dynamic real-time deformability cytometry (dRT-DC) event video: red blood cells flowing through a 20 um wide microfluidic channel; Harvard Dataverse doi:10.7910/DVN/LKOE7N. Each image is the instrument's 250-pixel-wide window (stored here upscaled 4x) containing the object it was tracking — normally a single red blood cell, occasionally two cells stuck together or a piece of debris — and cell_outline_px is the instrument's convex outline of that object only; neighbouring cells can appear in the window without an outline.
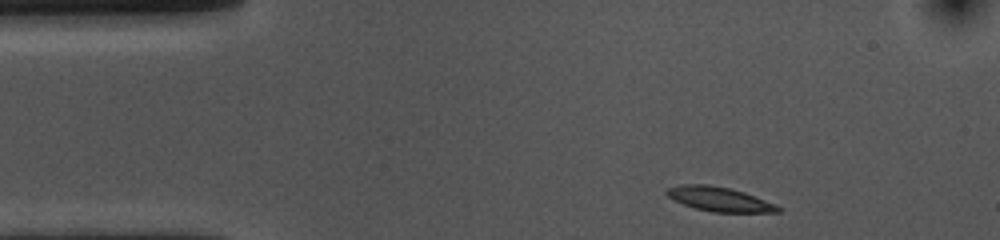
{"species": "common noctule bat (a hibernating species)", "species_latin": "Nyctalus noctula", "temperature_condition": "cold", "stored_images_in_passage": 42, "camera_frame_rate_fps": 3000, "um_per_image_px": 0.085, "animal": {"sex": "female", "body_mass_g": 10.0, "forearm_length_mm": 53.1}, "frame": {"image": 1, "passage_image": 1, "time_ms": 0.0, "image_size_px": [1000, 240], "cell_outline_px": [[780, 212], [712, 212], [696, 208], [684, 204], [668, 196], [664, 192], [668, 188], [680, 184], [708, 184], [728, 188], [744, 192], [776, 204], [780, 208]], "centroid_in_image_um": [61.14, 16.92], "position_along_channel_um": 23.9, "area_um2": 15.61}}
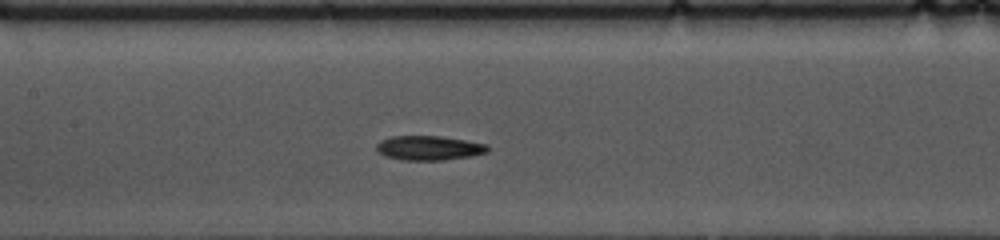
{"frame": {"image": 2, "passage_image": 18, "time_ms": 5.667, "image_size_px": [1000, 240], "cell_outline_px": [[488, 152], [472, 156], [444, 160], [404, 160], [384, 156], [376, 148], [376, 144], [380, 140], [392, 136], [440, 136], [488, 144]], "centroid_in_image_um": [36.46, 12.58], "position_along_channel_um": 170.9, "area_um2": 15.84}}
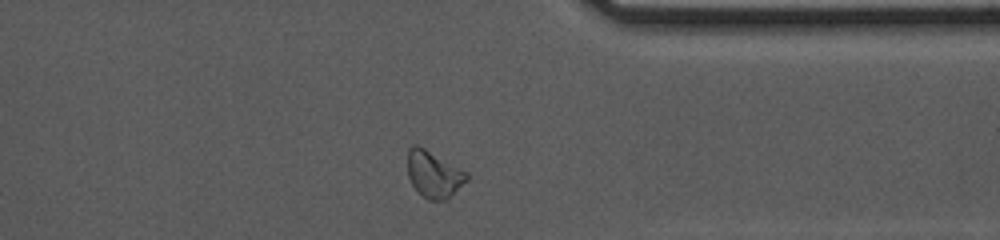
{"frame": {"image": 3, "passage_image": 36, "time_ms": 11.667, "image_size_px": [1000, 240], "cell_outline_px": [[468, 180], [448, 200], [428, 200], [412, 184], [408, 176], [408, 148], [412, 144], [416, 144], [424, 148], [468, 172]], "centroid_in_image_um": [36.89, 14.81], "position_along_channel_um": 374.5, "area_um2": 16.07}, "authors_computed_cell_mechanics": {"area_um2": 15.895, "velocity_mm_per_s": 3.5286, "shape_relaxation_time_tau1_ms": 4.0477, "shape_relaxation_time_tau2_ms": 3.3121, "deformation_change_tau1": 0.124, "deformation_change_tau2": 0.0948}}